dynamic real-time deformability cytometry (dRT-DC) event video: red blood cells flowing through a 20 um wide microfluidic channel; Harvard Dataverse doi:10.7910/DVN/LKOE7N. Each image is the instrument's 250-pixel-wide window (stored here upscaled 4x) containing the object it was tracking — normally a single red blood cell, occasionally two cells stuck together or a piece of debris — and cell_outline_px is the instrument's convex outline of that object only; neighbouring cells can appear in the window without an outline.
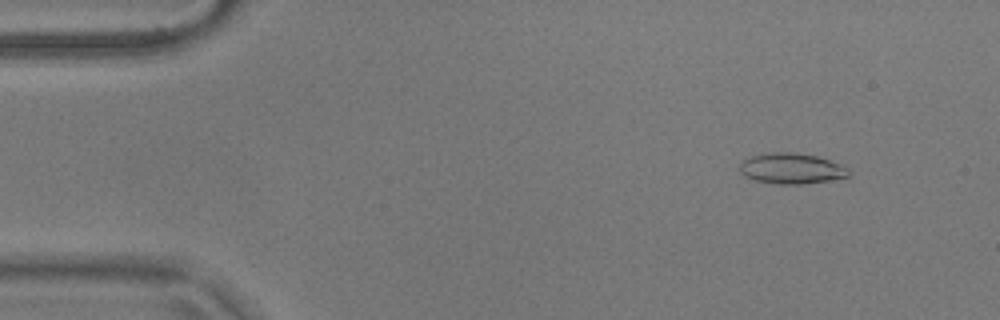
{"species": "common noctule bat (a hibernating species)", "species_latin": "Nyctalus noctula", "temperature_condition": "warm", "stored_images_in_passage": 55, "camera_frame_rate_fps": 3000, "um_per_image_px": 0.085, "animal": {"sex": "male", "body_mass_g": 17.9}, "frame": {"image": 1, "passage_image": 6, "time_ms": 1.667, "image_size_px": [1000, 320], "cell_outline_px": [[848, 176], [828, 180], [800, 184], [776, 184], [752, 180], [744, 176], [740, 172], [740, 164], [744, 160], [752, 156], [772, 152], [792, 152], [816, 156], [840, 164], [848, 168]], "centroid_in_image_um": [67.22, 14.33], "position_along_channel_um": 17.8, "area_um2": 19.25}}
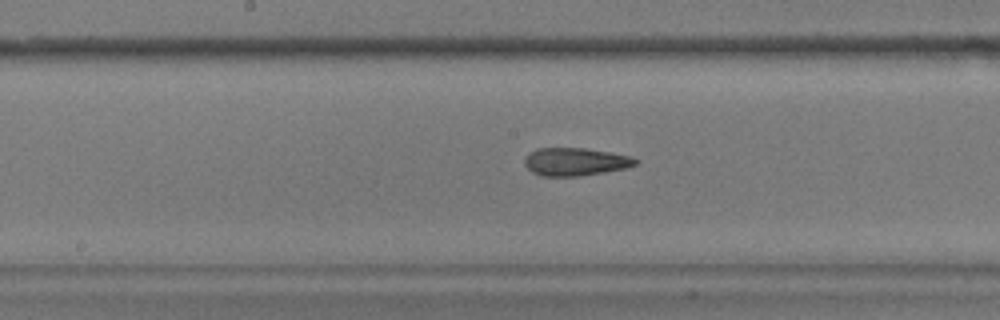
{"frame": {"image": 2, "passage_image": 28, "time_ms": 9.0, "image_size_px": [1000, 320], "cell_outline_px": [[640, 160], [636, 164], [628, 168], [580, 176], [540, 176], [532, 172], [524, 164], [524, 160], [536, 148], [584, 148], [632, 156]], "centroid_in_image_um": [48.94, 13.75], "position_along_channel_um": 199.3, "area_um2": 18.03}}
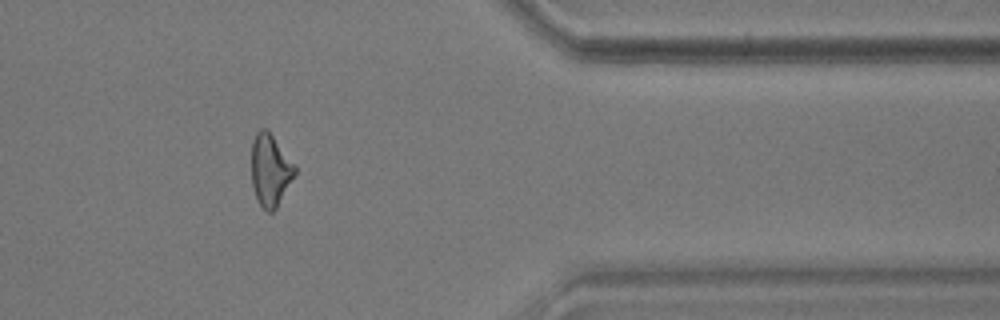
{"frame": {"image": 3, "passage_image": 45, "time_ms": 14.667, "image_size_px": [1000, 320], "cell_outline_px": [[296, 172], [276, 208], [272, 212], [268, 212], [256, 200], [252, 184], [252, 140], [256, 132], [260, 128], [268, 128], [296, 164]], "centroid_in_image_um": [22.98, 14.4], "position_along_channel_um": 388.4, "area_um2": 18.44}, "authors_computed_cell_mechanics": {"area_um2": 18.7272, "velocity_mm_per_s": 3.7017, "shape_relaxation_time_tau1_ms": null, "shape_relaxation_time_tau2_ms": 1.8997, "deformation_change_tau1": null, "deformation_change_tau2": 0.1083}}